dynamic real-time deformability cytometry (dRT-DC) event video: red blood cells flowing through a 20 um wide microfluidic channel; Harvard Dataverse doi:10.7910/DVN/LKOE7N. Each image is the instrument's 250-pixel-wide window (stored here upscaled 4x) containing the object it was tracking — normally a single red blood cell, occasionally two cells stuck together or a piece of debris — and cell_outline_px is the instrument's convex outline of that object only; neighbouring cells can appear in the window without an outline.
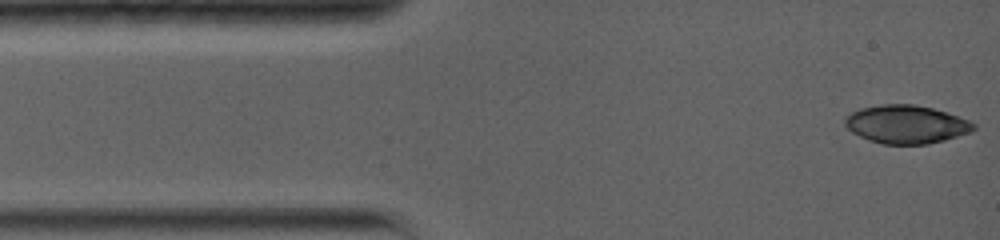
{"species": "common noctule bat (a hibernating species)", "species_latin": "Nyctalus noctula", "temperature_condition": "warm", "stored_images_in_passage": 12, "camera_frame_rate_fps": 5000, "um_per_image_px": 0.085, "animal": {"sex": "female", "body_mass_g": 19.0, "forearm_length_mm": 56.7}, "frame": {"image": 1, "passage_image": 1, "time_ms": 0.0, "image_size_px": [1000, 240], "cell_outline_px": [[976, 128], [972, 132], [944, 140], [928, 144], [884, 144], [868, 140], [852, 132], [844, 124], [844, 116], [860, 108], [880, 104], [912, 104], [932, 108], [948, 112], [968, 120], [976, 124]], "centroid_in_image_um": [77.03, 10.56], "position_along_channel_um": 8.0, "area_um2": 28.84}}